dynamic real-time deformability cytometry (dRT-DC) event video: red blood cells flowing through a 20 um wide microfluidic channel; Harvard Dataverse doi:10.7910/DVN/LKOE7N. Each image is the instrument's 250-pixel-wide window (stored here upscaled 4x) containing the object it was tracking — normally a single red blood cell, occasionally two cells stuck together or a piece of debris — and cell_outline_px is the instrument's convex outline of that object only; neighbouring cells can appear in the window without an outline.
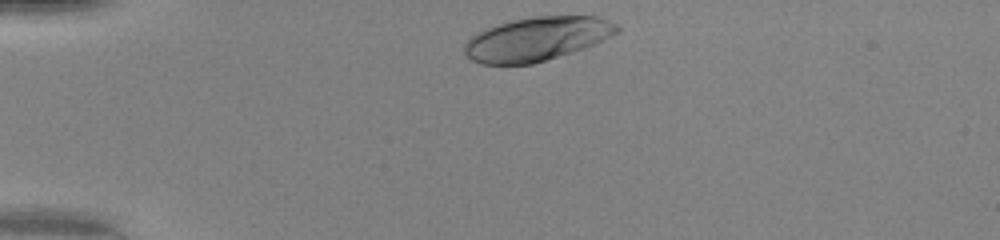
{"species": "human", "species_latin": "Homo sapiens", "temperature_condition": "warm", "stored_images_in_passage": 31, "camera_frame_rate_fps": 3000, "um_per_image_px": 0.085, "donor": {"sex": "female"}, "frame": {"image": 1, "passage_image": 1, "time_ms": 0.0, "image_size_px": [1000, 240], "cell_outline_px": [[620, 28], [616, 32], [584, 48], [532, 64], [480, 64], [472, 60], [464, 52], [464, 44], [476, 32], [512, 20], [536, 16], [600, 16], [616, 24]], "centroid_in_image_um": [45.6, 3.3], "position_along_channel_um": 39.4, "area_um2": 38.38}}
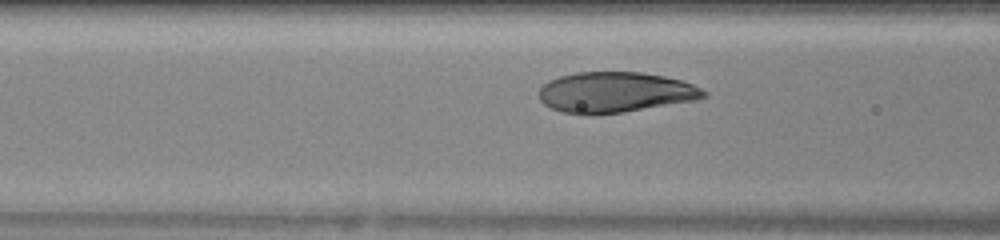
{"frame": {"image": 2, "passage_image": 10, "time_ms": 3.0, "image_size_px": [1000, 240], "cell_outline_px": [[708, 96], [696, 100], [624, 112], [584, 116], [560, 112], [544, 104], [540, 100], [536, 92], [548, 80], [560, 76], [576, 72], [640, 72], [664, 76], [680, 80], [692, 84], [708, 92]], "centroid_in_image_um": [52.24, 7.86], "position_along_channel_um": 114.4, "area_um2": 39.36}}
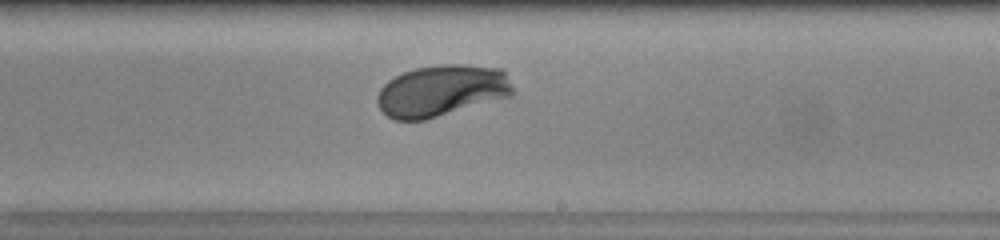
{"frame": {"image": 3, "passage_image": 20, "time_ms": 6.333, "image_size_px": [1000, 240], "cell_outline_px": [[512, 96], [424, 120], [396, 120], [388, 116], [376, 104], [376, 96], [380, 88], [388, 80], [404, 72], [416, 68], [440, 64], [460, 64], [504, 68], [512, 88]], "centroid_in_image_um": [37.53, 7.7], "position_along_channel_um": 251.5, "area_um2": 40.75}, "authors_computed_cell_mechanics": {"area_um2": 39.5352, "velocity_mm_per_s": 4.1255, "shape_relaxation_time_tau1_ms": 2.5081, "shape_relaxation_time_tau2_ms": null, "deformation_change_tau1": 0.1788, "deformation_change_tau2": null}}